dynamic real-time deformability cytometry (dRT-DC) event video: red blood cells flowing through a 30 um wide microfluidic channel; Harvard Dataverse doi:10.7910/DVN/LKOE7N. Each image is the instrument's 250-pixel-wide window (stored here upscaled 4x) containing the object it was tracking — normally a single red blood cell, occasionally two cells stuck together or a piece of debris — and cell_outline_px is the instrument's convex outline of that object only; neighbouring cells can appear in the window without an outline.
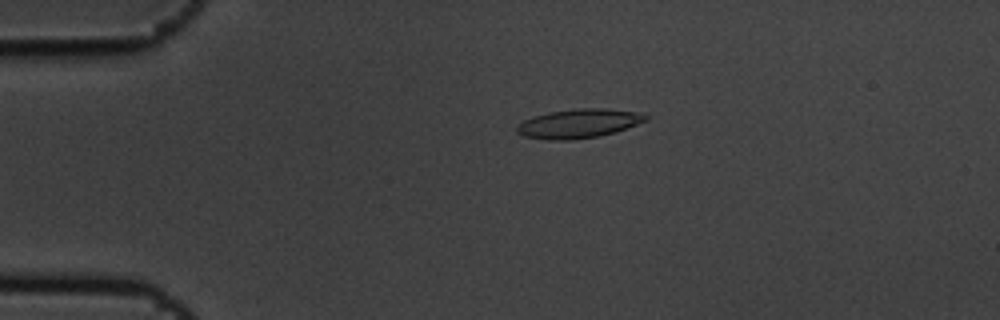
{"species": "common noctule bat (a hibernating species)", "species_latin": "Nyctalus noctula", "temperature_condition": "cold", "stored_images_in_passage": 5, "camera_frame_rate_fps": 3000, "um_per_image_px": 0.085, "animal": {"sex": "male", "body_mass_g": 19.5, "forearm_length_mm": 54.6}, "frame": {"image": 1, "passage_image": 4, "time_ms": 1.0, "image_size_px": [1000, 320], "cell_outline_px": [[648, 120], [616, 132], [600, 136], [572, 140], [548, 140], [524, 136], [516, 132], [516, 124], [532, 116], [548, 112], [576, 108], [604, 108], [636, 112], [648, 116]], "centroid_in_image_um": [49.15, 10.5], "position_along_channel_um": 35.8, "area_um2": 22.02}}